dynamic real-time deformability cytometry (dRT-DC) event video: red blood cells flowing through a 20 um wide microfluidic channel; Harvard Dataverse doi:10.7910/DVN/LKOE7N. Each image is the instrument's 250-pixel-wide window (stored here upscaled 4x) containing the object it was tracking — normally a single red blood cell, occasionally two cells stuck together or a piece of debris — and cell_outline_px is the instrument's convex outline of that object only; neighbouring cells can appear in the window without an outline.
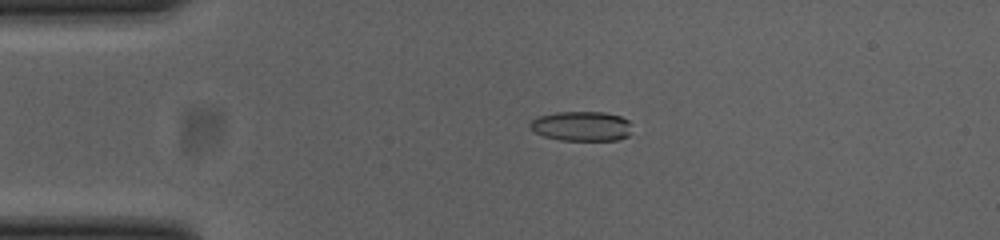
{"species": "common noctule bat (a hibernating species)", "species_latin": "Nyctalus noctula", "temperature_condition": "cold", "stored_images_in_passage": 45, "camera_frame_rate_fps": 3000, "um_per_image_px": 0.085, "animal": {"sex": "female", "body_mass_g": 23.0, "forearm_length_mm": 53.4}, "frame": {"image": 1, "passage_image": 4, "time_ms": 1.0, "image_size_px": [1000, 240], "cell_outline_px": [[628, 136], [620, 140], [560, 140], [544, 136], [528, 128], [528, 124], [536, 116], [556, 112], [604, 112], [620, 116], [628, 120]], "centroid_in_image_um": [49.36, 10.72], "position_along_channel_um": 35.6, "area_um2": 17.63}}
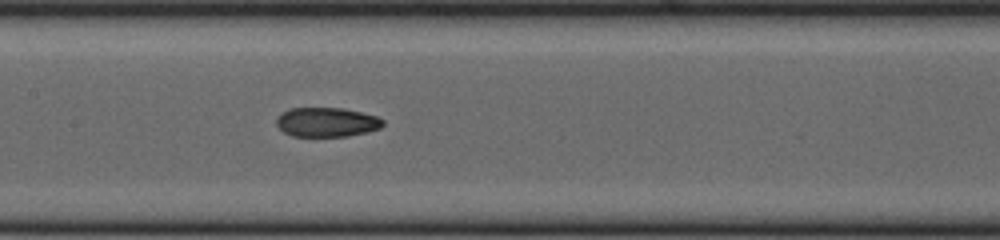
{"frame": {"image": 2, "passage_image": 18, "time_ms": 5.667, "image_size_px": [1000, 240], "cell_outline_px": [[384, 124], [380, 128], [368, 132], [348, 136], [292, 136], [284, 132], [276, 124], [276, 120], [280, 112], [292, 108], [344, 108], [376, 116], [384, 120]], "centroid_in_image_um": [27.77, 10.38], "position_along_channel_um": 179.6, "area_um2": 18.26}}
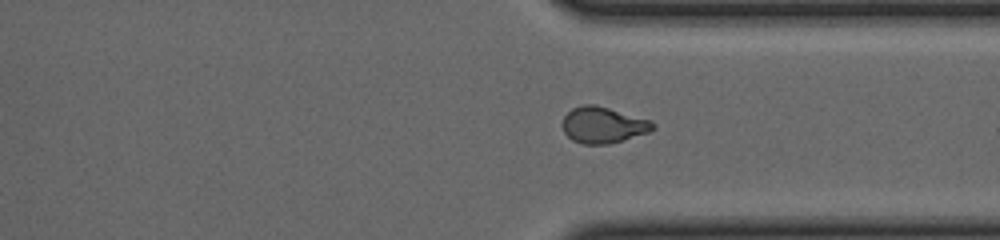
{"frame": {"image": 3, "passage_image": 32, "time_ms": 10.333, "image_size_px": [1000, 240], "cell_outline_px": [[656, 128], [648, 132], [608, 144], [580, 144], [572, 140], [564, 132], [560, 124], [564, 116], [572, 108], [580, 104], [596, 104], [652, 120], [656, 124]], "centroid_in_image_um": [51.24, 10.61], "position_along_channel_um": 360.2, "area_um2": 19.36}, "authors_computed_cell_mechanics": {"area_um2": 18.7272, "velocity_mm_per_s": 3.8694, "shape_relaxation_time_tau1_ms": null, "shape_relaxation_time_tau2_ms": 2.618, "deformation_change_tau1": null, "deformation_change_tau2": 0.078}}